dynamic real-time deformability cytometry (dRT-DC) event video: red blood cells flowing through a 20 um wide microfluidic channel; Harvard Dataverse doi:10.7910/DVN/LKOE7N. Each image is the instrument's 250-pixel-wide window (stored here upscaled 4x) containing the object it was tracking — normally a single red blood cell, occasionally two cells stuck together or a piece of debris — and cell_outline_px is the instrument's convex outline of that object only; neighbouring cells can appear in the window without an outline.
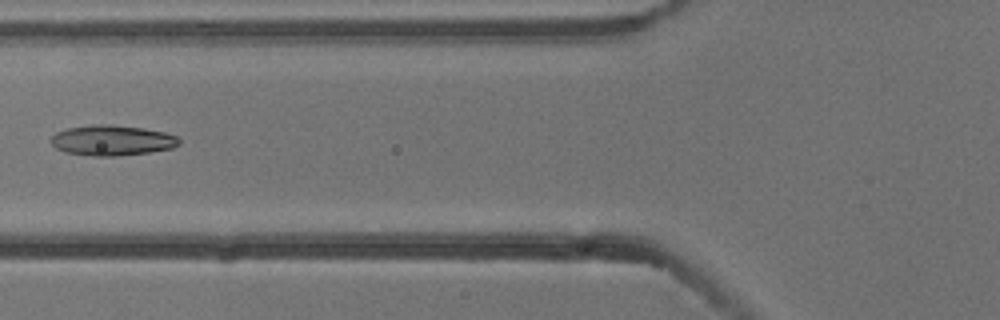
{"species": "common noctule bat (a hibernating species)", "species_latin": "Nyctalus noctula", "temperature_condition": "cold", "stored_images_in_passage": 5, "camera_frame_rate_fps": 3000, "um_per_image_px": 0.085, "animal": {"sex": "male", "body_mass_g": 13.3}, "frame": {"image": 1, "passage_image": 5, "time_ms": 1.333, "image_size_px": [1000, 320], "cell_outline_px": [[180, 144], [172, 148], [148, 152], [116, 156], [92, 156], [64, 152], [56, 148], [48, 140], [56, 132], [68, 128], [92, 124], [112, 124], [144, 128], [164, 132], [176, 136], [180, 140]], "centroid_in_image_um": [9.49, 11.92], "position_along_channel_um": 116.3, "area_um2": 22.83}}